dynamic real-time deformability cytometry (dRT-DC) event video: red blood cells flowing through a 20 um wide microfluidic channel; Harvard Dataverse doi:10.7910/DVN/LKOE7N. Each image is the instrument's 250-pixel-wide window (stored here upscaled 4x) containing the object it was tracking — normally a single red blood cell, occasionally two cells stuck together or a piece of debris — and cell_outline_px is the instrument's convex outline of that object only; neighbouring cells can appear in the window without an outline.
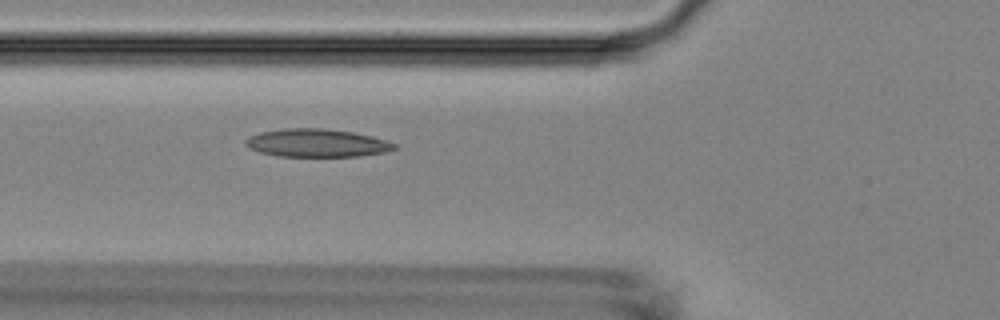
{"species": "Egyptian fruit bat (a non-hibernating species)", "species_latin": "Rousettus aegyptiacus", "temperature_condition": "room temperature", "stored_images_in_passage": 41, "camera_frame_rate_fps": 3000, "um_per_image_px": 0.085, "animal": {"sex": "female"}, "frame": {"image": 1, "passage_image": 7, "time_ms": 2.0, "image_size_px": [1000, 320], "cell_outline_px": [[400, 148], [384, 152], [360, 156], [280, 156], [260, 152], [244, 144], [244, 140], [248, 136], [260, 132], [284, 128], [324, 128], [352, 132], [372, 136], [388, 140], [396, 144]], "centroid_in_image_um": [26.96, 12.14], "position_along_channel_um": 98.8, "area_um2": 24.39}}
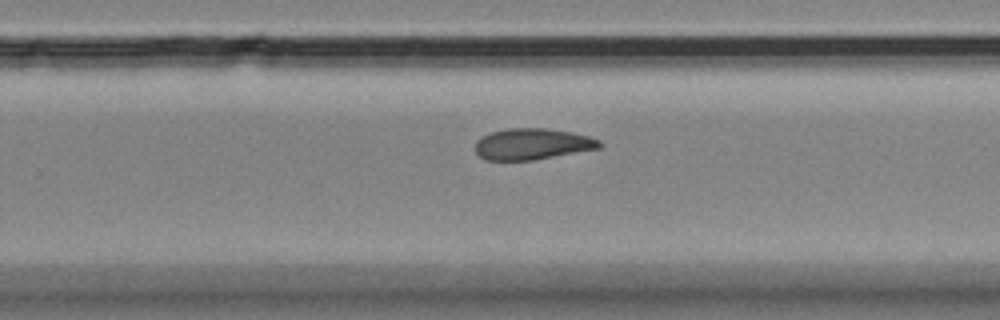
{"frame": {"image": 2, "passage_image": 22, "time_ms": 7.0, "image_size_px": [1000, 320], "cell_outline_px": [[604, 144], [600, 148], [536, 160], [484, 160], [476, 152], [476, 140], [480, 136], [492, 132], [508, 128], [544, 128], [572, 132], [588, 136], [600, 140]], "centroid_in_image_um": [45.26, 12.24], "position_along_channel_um": 284.5, "area_um2": 22.77}}
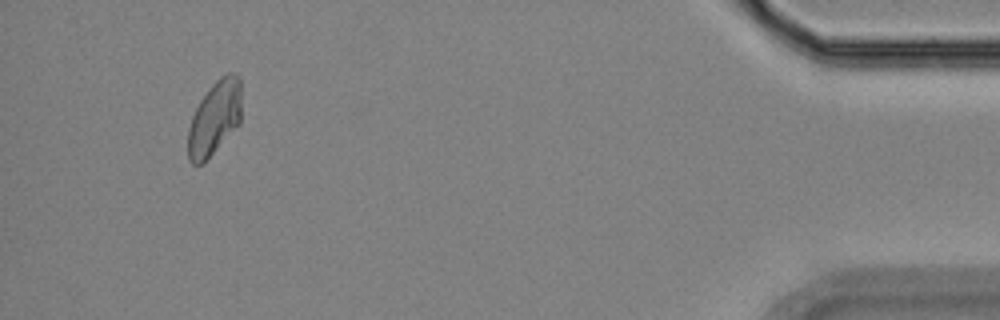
{"frame": {"image": 3, "passage_image": 38, "time_ms": 12.333, "image_size_px": [1000, 320], "cell_outline_px": [[240, 124], [200, 164], [192, 164], [188, 160], [188, 128], [192, 116], [200, 100], [208, 88], [220, 76], [228, 72], [232, 72], [240, 76]], "centroid_in_image_um": [18.23, 9.98], "position_along_channel_um": 417.0, "area_um2": 22.83}}